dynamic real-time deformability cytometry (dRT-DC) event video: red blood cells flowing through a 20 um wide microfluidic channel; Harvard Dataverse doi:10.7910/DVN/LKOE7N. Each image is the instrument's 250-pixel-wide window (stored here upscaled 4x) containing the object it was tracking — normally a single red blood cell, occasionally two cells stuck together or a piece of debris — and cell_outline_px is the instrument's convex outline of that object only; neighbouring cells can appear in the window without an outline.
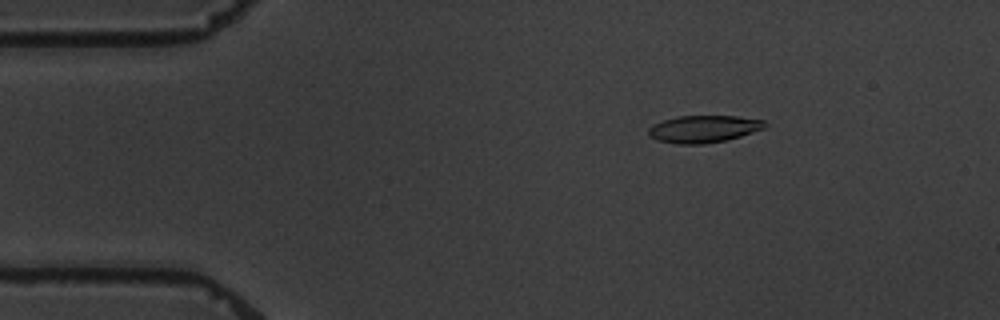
{"species": "common noctule bat (a hibernating species)", "species_latin": "Nyctalus noctula", "temperature_condition": "warm", "stored_images_in_passage": 15, "camera_frame_rate_fps": 3000, "um_per_image_px": 0.085, "animal": {"sex": "male", "body_mass_g": 19.5, "forearm_length_mm": 54.6}, "frame": {"image": 1, "passage_image": 3, "time_ms": 2.333, "image_size_px": [1000, 320], "cell_outline_px": [[768, 124], [764, 128], [740, 136], [724, 140], [704, 144], [676, 144], [656, 140], [648, 132], [648, 128], [652, 124], [676, 116], [736, 116], [764, 120]], "centroid_in_image_um": [59.79, 10.95], "position_along_channel_um": 25.2, "area_um2": 18.38}}
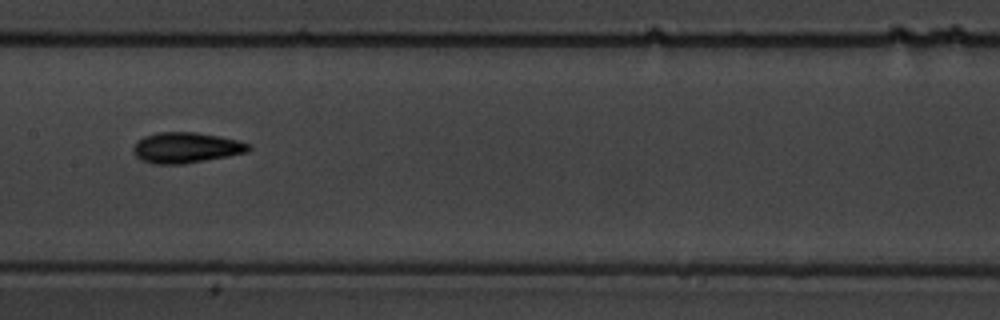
{"frame": {"image": 2, "passage_image": 8, "time_ms": 9.0, "image_size_px": [1000, 320], "cell_outline_px": [[252, 148], [248, 152], [228, 156], [184, 164], [152, 164], [140, 160], [136, 156], [132, 148], [144, 136], [156, 132], [196, 132], [220, 136], [252, 144]], "centroid_in_image_um": [15.84, 12.55], "position_along_channel_um": 191.6, "area_um2": 20.69}}
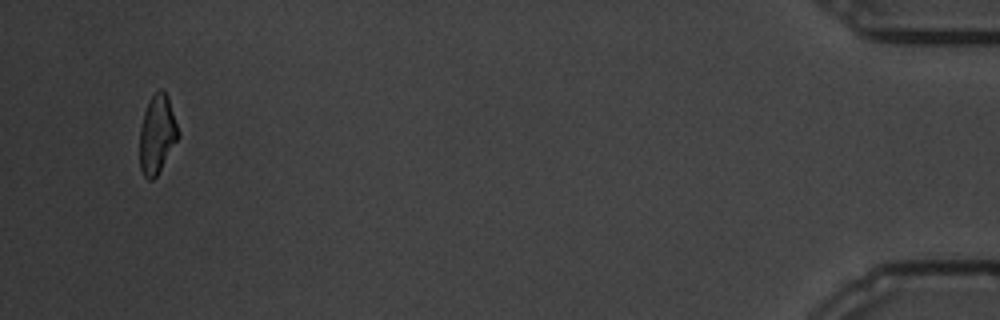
{"frame": {"image": 3, "passage_image": 15, "time_ms": 18.333, "image_size_px": [1000, 320], "cell_outline_px": [[180, 136], [156, 176], [152, 180], [148, 180], [144, 176], [140, 168], [140, 128], [144, 112], [152, 96], [160, 88], [168, 96], [180, 132]], "centroid_in_image_um": [13.37, 11.42], "position_along_channel_um": 421.8, "area_um2": 17.51}, "authors_computed_cell_mechanics": {"area_um2": 18.9006, "velocity_mm_per_s": 3.3823, "shape_relaxation_time_tau1_ms": 5.9282, "shape_relaxation_time_tau2_ms": 2.9826, "deformation_change_tau1": 0.211, "deformation_change_tau2": 0.0805}}